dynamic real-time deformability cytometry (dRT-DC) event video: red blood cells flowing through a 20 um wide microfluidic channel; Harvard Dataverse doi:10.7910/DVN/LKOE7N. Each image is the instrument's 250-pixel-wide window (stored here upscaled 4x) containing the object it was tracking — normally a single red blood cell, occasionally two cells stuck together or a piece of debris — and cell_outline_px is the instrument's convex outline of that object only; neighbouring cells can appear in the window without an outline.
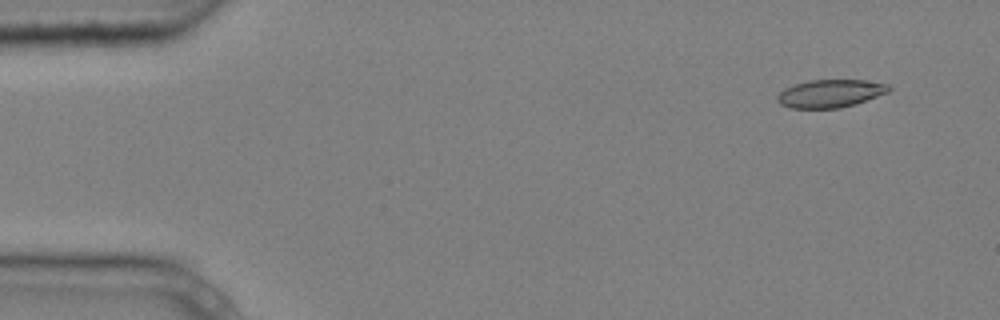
{"species": "common noctule bat (a hibernating species)", "species_latin": "Nyctalus noctula", "temperature_condition": "cold", "stored_images_in_passage": 4, "camera_frame_rate_fps": 3000, "um_per_image_px": 0.085, "animal": {"sex": "male", "body_mass_g": 20.4}, "frame": {"image": 1, "passage_image": 1, "time_ms": 0.0, "image_size_px": [1000, 320], "cell_outline_px": [[892, 88], [888, 92], [856, 104], [840, 108], [788, 108], [780, 104], [776, 100], [776, 96], [784, 88], [808, 80], [864, 80], [888, 84]], "centroid_in_image_um": [70.56, 7.95], "position_along_channel_um": 14.4, "area_um2": 18.21}}
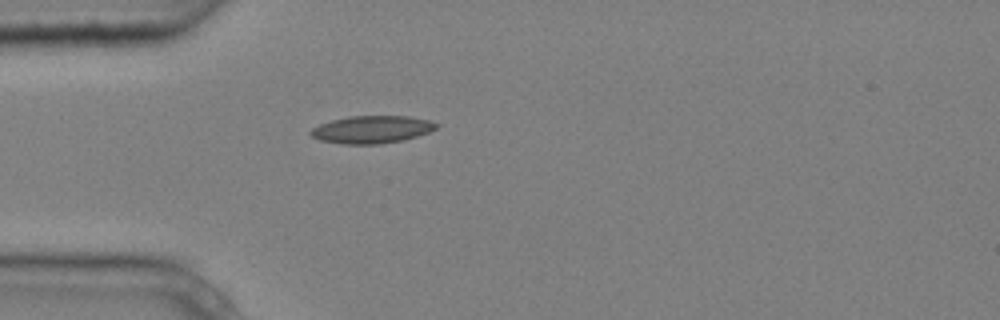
{"frame": {"image": 2, "passage_image": 4, "time_ms": 1.0, "image_size_px": [1000, 320], "cell_outline_px": [[440, 124], [436, 128], [428, 132], [416, 136], [400, 140], [380, 144], [344, 144], [320, 140], [312, 136], [308, 132], [312, 128], [320, 124], [332, 120], [348, 116], [408, 116], [428, 120]], "centroid_in_image_um": [31.58, 11.0], "position_along_channel_um": 53.4, "area_um2": 20.0}}